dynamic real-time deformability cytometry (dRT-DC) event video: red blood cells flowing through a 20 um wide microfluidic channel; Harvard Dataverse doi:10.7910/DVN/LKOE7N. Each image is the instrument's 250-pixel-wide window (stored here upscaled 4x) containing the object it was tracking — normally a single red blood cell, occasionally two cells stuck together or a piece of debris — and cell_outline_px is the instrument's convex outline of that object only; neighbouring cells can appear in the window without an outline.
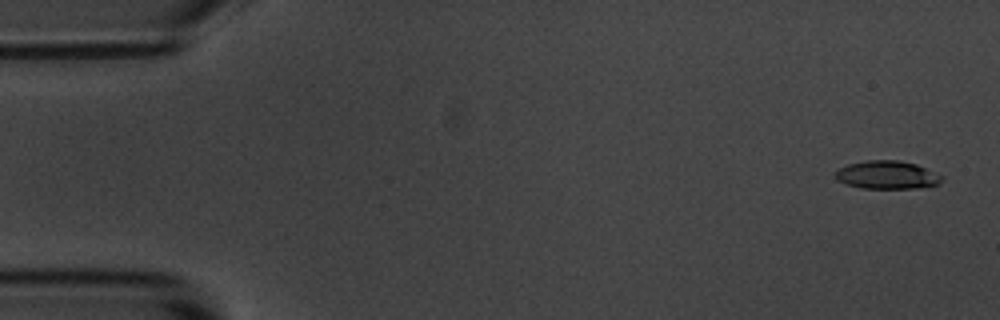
{"species": "common noctule bat (a hibernating species)", "species_latin": "Nyctalus noctula", "temperature_condition": "room temperature", "stored_images_in_passage": 5, "camera_frame_rate_fps": 3000, "um_per_image_px": 0.085, "animal": {"sex": "male", "body_mass_g": 20.1, "forearm_length_mm": 53.5}, "frame": {"image": 1, "passage_image": 1, "time_ms": 0.0, "image_size_px": [1000, 320], "cell_outline_px": [[944, 176], [936, 184], [916, 188], [860, 188], [836, 180], [832, 176], [832, 172], [848, 164], [868, 160], [896, 160], [916, 164]], "centroid_in_image_um": [75.33, 14.86], "position_along_channel_um": 9.7, "area_um2": 17.4}}
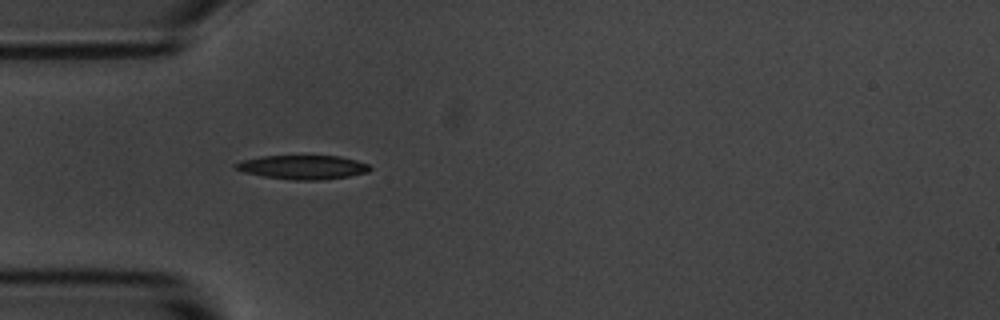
{"frame": {"image": 2, "passage_image": 5, "time_ms": 4.667, "image_size_px": [1000, 320], "cell_outline_px": [[372, 168], [368, 172], [348, 176], [324, 180], [292, 180], [264, 176], [244, 172], [232, 168], [232, 164], [240, 160], [260, 156], [340, 156], [356, 160], [368, 164]], "centroid_in_image_um": [25.69, 14.21], "position_along_channel_um": 59.3, "area_um2": 18.96}}